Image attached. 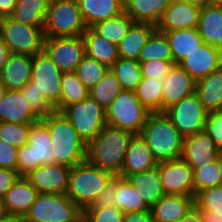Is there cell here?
<instances>
[{"label":"cell","instance_id":"cell-5","mask_svg":"<svg viewBox=\"0 0 222 222\" xmlns=\"http://www.w3.org/2000/svg\"><path fill=\"white\" fill-rule=\"evenodd\" d=\"M45 37L82 36L86 31L77 0H51L44 23Z\"/></svg>","mask_w":222,"mask_h":222},{"label":"cell","instance_id":"cell-55","mask_svg":"<svg viewBox=\"0 0 222 222\" xmlns=\"http://www.w3.org/2000/svg\"><path fill=\"white\" fill-rule=\"evenodd\" d=\"M9 54L10 52H9L8 46L6 45V43L3 41L2 37L0 36V73L7 61Z\"/></svg>","mask_w":222,"mask_h":222},{"label":"cell","instance_id":"cell-8","mask_svg":"<svg viewBox=\"0 0 222 222\" xmlns=\"http://www.w3.org/2000/svg\"><path fill=\"white\" fill-rule=\"evenodd\" d=\"M51 151V136L47 126L41 121L33 123L29 133V141L18 148V174L27 175L41 165L56 164Z\"/></svg>","mask_w":222,"mask_h":222},{"label":"cell","instance_id":"cell-34","mask_svg":"<svg viewBox=\"0 0 222 222\" xmlns=\"http://www.w3.org/2000/svg\"><path fill=\"white\" fill-rule=\"evenodd\" d=\"M51 0H16L12 18L34 27H44L46 13Z\"/></svg>","mask_w":222,"mask_h":222},{"label":"cell","instance_id":"cell-56","mask_svg":"<svg viewBox=\"0 0 222 222\" xmlns=\"http://www.w3.org/2000/svg\"><path fill=\"white\" fill-rule=\"evenodd\" d=\"M184 1L190 2L199 7H205L216 3L214 0H184Z\"/></svg>","mask_w":222,"mask_h":222},{"label":"cell","instance_id":"cell-32","mask_svg":"<svg viewBox=\"0 0 222 222\" xmlns=\"http://www.w3.org/2000/svg\"><path fill=\"white\" fill-rule=\"evenodd\" d=\"M173 0H124L125 12L134 22L157 25L165 8Z\"/></svg>","mask_w":222,"mask_h":222},{"label":"cell","instance_id":"cell-49","mask_svg":"<svg viewBox=\"0 0 222 222\" xmlns=\"http://www.w3.org/2000/svg\"><path fill=\"white\" fill-rule=\"evenodd\" d=\"M0 168L18 170V148L0 139Z\"/></svg>","mask_w":222,"mask_h":222},{"label":"cell","instance_id":"cell-35","mask_svg":"<svg viewBox=\"0 0 222 222\" xmlns=\"http://www.w3.org/2000/svg\"><path fill=\"white\" fill-rule=\"evenodd\" d=\"M138 192V189H135L126 178L115 176L114 199L118 209L124 213L149 210Z\"/></svg>","mask_w":222,"mask_h":222},{"label":"cell","instance_id":"cell-58","mask_svg":"<svg viewBox=\"0 0 222 222\" xmlns=\"http://www.w3.org/2000/svg\"><path fill=\"white\" fill-rule=\"evenodd\" d=\"M5 221H7V218L3 212L2 201L0 199V222H5Z\"/></svg>","mask_w":222,"mask_h":222},{"label":"cell","instance_id":"cell-20","mask_svg":"<svg viewBox=\"0 0 222 222\" xmlns=\"http://www.w3.org/2000/svg\"><path fill=\"white\" fill-rule=\"evenodd\" d=\"M219 149L214 140L205 132L185 137L182 159L192 169L200 168V165L217 160Z\"/></svg>","mask_w":222,"mask_h":222},{"label":"cell","instance_id":"cell-26","mask_svg":"<svg viewBox=\"0 0 222 222\" xmlns=\"http://www.w3.org/2000/svg\"><path fill=\"white\" fill-rule=\"evenodd\" d=\"M197 28L204 43L222 50V3L201 7Z\"/></svg>","mask_w":222,"mask_h":222},{"label":"cell","instance_id":"cell-52","mask_svg":"<svg viewBox=\"0 0 222 222\" xmlns=\"http://www.w3.org/2000/svg\"><path fill=\"white\" fill-rule=\"evenodd\" d=\"M123 222H155L151 209L141 212H128L124 214Z\"/></svg>","mask_w":222,"mask_h":222},{"label":"cell","instance_id":"cell-48","mask_svg":"<svg viewBox=\"0 0 222 222\" xmlns=\"http://www.w3.org/2000/svg\"><path fill=\"white\" fill-rule=\"evenodd\" d=\"M204 131L214 140L216 147L222 150V111H209Z\"/></svg>","mask_w":222,"mask_h":222},{"label":"cell","instance_id":"cell-21","mask_svg":"<svg viewBox=\"0 0 222 222\" xmlns=\"http://www.w3.org/2000/svg\"><path fill=\"white\" fill-rule=\"evenodd\" d=\"M158 166L145 140L140 134L133 135L130 139L125 155L120 177L127 178L129 175L141 173Z\"/></svg>","mask_w":222,"mask_h":222},{"label":"cell","instance_id":"cell-59","mask_svg":"<svg viewBox=\"0 0 222 222\" xmlns=\"http://www.w3.org/2000/svg\"><path fill=\"white\" fill-rule=\"evenodd\" d=\"M6 86L0 81V100L2 99V97L4 96L5 92H6Z\"/></svg>","mask_w":222,"mask_h":222},{"label":"cell","instance_id":"cell-22","mask_svg":"<svg viewBox=\"0 0 222 222\" xmlns=\"http://www.w3.org/2000/svg\"><path fill=\"white\" fill-rule=\"evenodd\" d=\"M33 56L26 54L8 55L7 61L1 70L0 81L7 90L20 91L32 77Z\"/></svg>","mask_w":222,"mask_h":222},{"label":"cell","instance_id":"cell-53","mask_svg":"<svg viewBox=\"0 0 222 222\" xmlns=\"http://www.w3.org/2000/svg\"><path fill=\"white\" fill-rule=\"evenodd\" d=\"M16 0H0V15L11 16L14 12Z\"/></svg>","mask_w":222,"mask_h":222},{"label":"cell","instance_id":"cell-60","mask_svg":"<svg viewBox=\"0 0 222 222\" xmlns=\"http://www.w3.org/2000/svg\"><path fill=\"white\" fill-rule=\"evenodd\" d=\"M3 16L2 15H0V33H1V27H2V21H3Z\"/></svg>","mask_w":222,"mask_h":222},{"label":"cell","instance_id":"cell-27","mask_svg":"<svg viewBox=\"0 0 222 222\" xmlns=\"http://www.w3.org/2000/svg\"><path fill=\"white\" fill-rule=\"evenodd\" d=\"M126 179L135 189H138L140 198L149 208L165 195L158 166L141 173L129 175Z\"/></svg>","mask_w":222,"mask_h":222},{"label":"cell","instance_id":"cell-9","mask_svg":"<svg viewBox=\"0 0 222 222\" xmlns=\"http://www.w3.org/2000/svg\"><path fill=\"white\" fill-rule=\"evenodd\" d=\"M71 122L79 137L87 145L106 125V112L90 96L81 102L68 105L61 111Z\"/></svg>","mask_w":222,"mask_h":222},{"label":"cell","instance_id":"cell-12","mask_svg":"<svg viewBox=\"0 0 222 222\" xmlns=\"http://www.w3.org/2000/svg\"><path fill=\"white\" fill-rule=\"evenodd\" d=\"M62 75L63 73L44 50L33 56L30 81L53 108L61 100Z\"/></svg>","mask_w":222,"mask_h":222},{"label":"cell","instance_id":"cell-31","mask_svg":"<svg viewBox=\"0 0 222 222\" xmlns=\"http://www.w3.org/2000/svg\"><path fill=\"white\" fill-rule=\"evenodd\" d=\"M196 94L208 112L222 111V66L197 81Z\"/></svg>","mask_w":222,"mask_h":222},{"label":"cell","instance_id":"cell-43","mask_svg":"<svg viewBox=\"0 0 222 222\" xmlns=\"http://www.w3.org/2000/svg\"><path fill=\"white\" fill-rule=\"evenodd\" d=\"M194 174V197L195 194L203 189L220 185V170L218 163L212 161L200 165V168L193 169Z\"/></svg>","mask_w":222,"mask_h":222},{"label":"cell","instance_id":"cell-38","mask_svg":"<svg viewBox=\"0 0 222 222\" xmlns=\"http://www.w3.org/2000/svg\"><path fill=\"white\" fill-rule=\"evenodd\" d=\"M109 69L118 79L122 90L135 91L141 82L142 74L138 60L120 57Z\"/></svg>","mask_w":222,"mask_h":222},{"label":"cell","instance_id":"cell-15","mask_svg":"<svg viewBox=\"0 0 222 222\" xmlns=\"http://www.w3.org/2000/svg\"><path fill=\"white\" fill-rule=\"evenodd\" d=\"M39 192L25 176H19L2 198L7 220H22L37 199Z\"/></svg>","mask_w":222,"mask_h":222},{"label":"cell","instance_id":"cell-62","mask_svg":"<svg viewBox=\"0 0 222 222\" xmlns=\"http://www.w3.org/2000/svg\"><path fill=\"white\" fill-rule=\"evenodd\" d=\"M216 3H222V0H214Z\"/></svg>","mask_w":222,"mask_h":222},{"label":"cell","instance_id":"cell-37","mask_svg":"<svg viewBox=\"0 0 222 222\" xmlns=\"http://www.w3.org/2000/svg\"><path fill=\"white\" fill-rule=\"evenodd\" d=\"M62 95L54 111L61 112L72 103L81 102L89 97V89L78 79L75 72L63 73L61 78Z\"/></svg>","mask_w":222,"mask_h":222},{"label":"cell","instance_id":"cell-41","mask_svg":"<svg viewBox=\"0 0 222 222\" xmlns=\"http://www.w3.org/2000/svg\"><path fill=\"white\" fill-rule=\"evenodd\" d=\"M121 91L118 79L109 69L103 78L89 90V96L106 109Z\"/></svg>","mask_w":222,"mask_h":222},{"label":"cell","instance_id":"cell-1","mask_svg":"<svg viewBox=\"0 0 222 222\" xmlns=\"http://www.w3.org/2000/svg\"><path fill=\"white\" fill-rule=\"evenodd\" d=\"M133 135L131 132L106 124L87 144L86 160L91 165L119 176Z\"/></svg>","mask_w":222,"mask_h":222},{"label":"cell","instance_id":"cell-23","mask_svg":"<svg viewBox=\"0 0 222 222\" xmlns=\"http://www.w3.org/2000/svg\"><path fill=\"white\" fill-rule=\"evenodd\" d=\"M40 119L30 109L21 91L6 90L0 100V122L33 124Z\"/></svg>","mask_w":222,"mask_h":222},{"label":"cell","instance_id":"cell-30","mask_svg":"<svg viewBox=\"0 0 222 222\" xmlns=\"http://www.w3.org/2000/svg\"><path fill=\"white\" fill-rule=\"evenodd\" d=\"M164 34L169 41L174 64H179L187 55L204 44L198 28H185Z\"/></svg>","mask_w":222,"mask_h":222},{"label":"cell","instance_id":"cell-50","mask_svg":"<svg viewBox=\"0 0 222 222\" xmlns=\"http://www.w3.org/2000/svg\"><path fill=\"white\" fill-rule=\"evenodd\" d=\"M114 194H115V177L106 186L104 191L97 197L93 205L85 209H100L107 206L108 207L115 206Z\"/></svg>","mask_w":222,"mask_h":222},{"label":"cell","instance_id":"cell-33","mask_svg":"<svg viewBox=\"0 0 222 222\" xmlns=\"http://www.w3.org/2000/svg\"><path fill=\"white\" fill-rule=\"evenodd\" d=\"M194 205L199 209L202 222H222V185L197 192Z\"/></svg>","mask_w":222,"mask_h":222},{"label":"cell","instance_id":"cell-44","mask_svg":"<svg viewBox=\"0 0 222 222\" xmlns=\"http://www.w3.org/2000/svg\"><path fill=\"white\" fill-rule=\"evenodd\" d=\"M31 126L32 124L0 122V139L20 148L28 143Z\"/></svg>","mask_w":222,"mask_h":222},{"label":"cell","instance_id":"cell-16","mask_svg":"<svg viewBox=\"0 0 222 222\" xmlns=\"http://www.w3.org/2000/svg\"><path fill=\"white\" fill-rule=\"evenodd\" d=\"M70 171L71 167L56 163L41 165L25 177L39 193L66 194Z\"/></svg>","mask_w":222,"mask_h":222},{"label":"cell","instance_id":"cell-24","mask_svg":"<svg viewBox=\"0 0 222 222\" xmlns=\"http://www.w3.org/2000/svg\"><path fill=\"white\" fill-rule=\"evenodd\" d=\"M194 207V197L165 194L150 209L155 222H176Z\"/></svg>","mask_w":222,"mask_h":222},{"label":"cell","instance_id":"cell-51","mask_svg":"<svg viewBox=\"0 0 222 222\" xmlns=\"http://www.w3.org/2000/svg\"><path fill=\"white\" fill-rule=\"evenodd\" d=\"M20 175L17 171L0 168V199L4 197L6 192L11 188Z\"/></svg>","mask_w":222,"mask_h":222},{"label":"cell","instance_id":"cell-2","mask_svg":"<svg viewBox=\"0 0 222 222\" xmlns=\"http://www.w3.org/2000/svg\"><path fill=\"white\" fill-rule=\"evenodd\" d=\"M140 135L158 163L182 157L185 137L164 112L150 113Z\"/></svg>","mask_w":222,"mask_h":222},{"label":"cell","instance_id":"cell-47","mask_svg":"<svg viewBox=\"0 0 222 222\" xmlns=\"http://www.w3.org/2000/svg\"><path fill=\"white\" fill-rule=\"evenodd\" d=\"M174 65V61L168 60H150L140 62L142 77L161 80L167 76L169 70Z\"/></svg>","mask_w":222,"mask_h":222},{"label":"cell","instance_id":"cell-29","mask_svg":"<svg viewBox=\"0 0 222 222\" xmlns=\"http://www.w3.org/2000/svg\"><path fill=\"white\" fill-rule=\"evenodd\" d=\"M156 30L153 24L134 22L118 45L119 56L124 59L138 60L140 51Z\"/></svg>","mask_w":222,"mask_h":222},{"label":"cell","instance_id":"cell-17","mask_svg":"<svg viewBox=\"0 0 222 222\" xmlns=\"http://www.w3.org/2000/svg\"><path fill=\"white\" fill-rule=\"evenodd\" d=\"M201 7L184 0H173L164 10L156 28L159 32H171L185 28H197Z\"/></svg>","mask_w":222,"mask_h":222},{"label":"cell","instance_id":"cell-57","mask_svg":"<svg viewBox=\"0 0 222 222\" xmlns=\"http://www.w3.org/2000/svg\"><path fill=\"white\" fill-rule=\"evenodd\" d=\"M218 168L220 170V185H222V150L219 151L217 156Z\"/></svg>","mask_w":222,"mask_h":222},{"label":"cell","instance_id":"cell-3","mask_svg":"<svg viewBox=\"0 0 222 222\" xmlns=\"http://www.w3.org/2000/svg\"><path fill=\"white\" fill-rule=\"evenodd\" d=\"M51 136V151L58 164L73 167L86 160V144L62 112L53 111L40 119Z\"/></svg>","mask_w":222,"mask_h":222},{"label":"cell","instance_id":"cell-19","mask_svg":"<svg viewBox=\"0 0 222 222\" xmlns=\"http://www.w3.org/2000/svg\"><path fill=\"white\" fill-rule=\"evenodd\" d=\"M179 65L199 81L222 66V50L204 43L187 55Z\"/></svg>","mask_w":222,"mask_h":222},{"label":"cell","instance_id":"cell-36","mask_svg":"<svg viewBox=\"0 0 222 222\" xmlns=\"http://www.w3.org/2000/svg\"><path fill=\"white\" fill-rule=\"evenodd\" d=\"M133 23L134 20L126 12H123L119 16L98 22L91 28L97 34L118 46Z\"/></svg>","mask_w":222,"mask_h":222},{"label":"cell","instance_id":"cell-13","mask_svg":"<svg viewBox=\"0 0 222 222\" xmlns=\"http://www.w3.org/2000/svg\"><path fill=\"white\" fill-rule=\"evenodd\" d=\"M43 50L62 73L74 72L85 56L83 36L45 37Z\"/></svg>","mask_w":222,"mask_h":222},{"label":"cell","instance_id":"cell-10","mask_svg":"<svg viewBox=\"0 0 222 222\" xmlns=\"http://www.w3.org/2000/svg\"><path fill=\"white\" fill-rule=\"evenodd\" d=\"M44 27L23 24L11 16L3 18L1 33L9 52L34 56L44 48Z\"/></svg>","mask_w":222,"mask_h":222},{"label":"cell","instance_id":"cell-46","mask_svg":"<svg viewBox=\"0 0 222 222\" xmlns=\"http://www.w3.org/2000/svg\"><path fill=\"white\" fill-rule=\"evenodd\" d=\"M124 214L116 206L84 209L82 222H123Z\"/></svg>","mask_w":222,"mask_h":222},{"label":"cell","instance_id":"cell-6","mask_svg":"<svg viewBox=\"0 0 222 222\" xmlns=\"http://www.w3.org/2000/svg\"><path fill=\"white\" fill-rule=\"evenodd\" d=\"M83 211L66 194L39 193L22 222H82Z\"/></svg>","mask_w":222,"mask_h":222},{"label":"cell","instance_id":"cell-45","mask_svg":"<svg viewBox=\"0 0 222 222\" xmlns=\"http://www.w3.org/2000/svg\"><path fill=\"white\" fill-rule=\"evenodd\" d=\"M32 112L42 119L54 111L50 103L42 96L41 92L33 87V82L29 81L21 90Z\"/></svg>","mask_w":222,"mask_h":222},{"label":"cell","instance_id":"cell-7","mask_svg":"<svg viewBox=\"0 0 222 222\" xmlns=\"http://www.w3.org/2000/svg\"><path fill=\"white\" fill-rule=\"evenodd\" d=\"M106 124L138 135L150 112L141 104L134 91L122 90L105 109Z\"/></svg>","mask_w":222,"mask_h":222},{"label":"cell","instance_id":"cell-18","mask_svg":"<svg viewBox=\"0 0 222 222\" xmlns=\"http://www.w3.org/2000/svg\"><path fill=\"white\" fill-rule=\"evenodd\" d=\"M162 81V112L181 99L196 93L197 81L179 64H174Z\"/></svg>","mask_w":222,"mask_h":222},{"label":"cell","instance_id":"cell-39","mask_svg":"<svg viewBox=\"0 0 222 222\" xmlns=\"http://www.w3.org/2000/svg\"><path fill=\"white\" fill-rule=\"evenodd\" d=\"M162 81L142 77L135 89V95L141 104L150 112H162Z\"/></svg>","mask_w":222,"mask_h":222},{"label":"cell","instance_id":"cell-11","mask_svg":"<svg viewBox=\"0 0 222 222\" xmlns=\"http://www.w3.org/2000/svg\"><path fill=\"white\" fill-rule=\"evenodd\" d=\"M164 113L184 136L188 137L204 131L208 111L196 93L171 105Z\"/></svg>","mask_w":222,"mask_h":222},{"label":"cell","instance_id":"cell-25","mask_svg":"<svg viewBox=\"0 0 222 222\" xmlns=\"http://www.w3.org/2000/svg\"><path fill=\"white\" fill-rule=\"evenodd\" d=\"M87 28L125 12L124 0H77Z\"/></svg>","mask_w":222,"mask_h":222},{"label":"cell","instance_id":"cell-61","mask_svg":"<svg viewBox=\"0 0 222 222\" xmlns=\"http://www.w3.org/2000/svg\"><path fill=\"white\" fill-rule=\"evenodd\" d=\"M5 222H22L21 220H7Z\"/></svg>","mask_w":222,"mask_h":222},{"label":"cell","instance_id":"cell-54","mask_svg":"<svg viewBox=\"0 0 222 222\" xmlns=\"http://www.w3.org/2000/svg\"><path fill=\"white\" fill-rule=\"evenodd\" d=\"M176 222H202L199 209L194 205L183 218Z\"/></svg>","mask_w":222,"mask_h":222},{"label":"cell","instance_id":"cell-4","mask_svg":"<svg viewBox=\"0 0 222 222\" xmlns=\"http://www.w3.org/2000/svg\"><path fill=\"white\" fill-rule=\"evenodd\" d=\"M114 177L85 160L71 168L66 195L83 211L93 205Z\"/></svg>","mask_w":222,"mask_h":222},{"label":"cell","instance_id":"cell-42","mask_svg":"<svg viewBox=\"0 0 222 222\" xmlns=\"http://www.w3.org/2000/svg\"><path fill=\"white\" fill-rule=\"evenodd\" d=\"M109 70L107 66L85 55L74 71L78 79L89 90L92 89Z\"/></svg>","mask_w":222,"mask_h":222},{"label":"cell","instance_id":"cell-28","mask_svg":"<svg viewBox=\"0 0 222 222\" xmlns=\"http://www.w3.org/2000/svg\"><path fill=\"white\" fill-rule=\"evenodd\" d=\"M85 55L110 68L119 58L118 46L97 34L92 28L83 33Z\"/></svg>","mask_w":222,"mask_h":222},{"label":"cell","instance_id":"cell-14","mask_svg":"<svg viewBox=\"0 0 222 222\" xmlns=\"http://www.w3.org/2000/svg\"><path fill=\"white\" fill-rule=\"evenodd\" d=\"M158 171L165 194L194 197L193 169L182 158L159 162Z\"/></svg>","mask_w":222,"mask_h":222},{"label":"cell","instance_id":"cell-40","mask_svg":"<svg viewBox=\"0 0 222 222\" xmlns=\"http://www.w3.org/2000/svg\"><path fill=\"white\" fill-rule=\"evenodd\" d=\"M157 59L173 61L169 41L165 34L158 30L150 36L147 43L140 51L138 61L146 62Z\"/></svg>","mask_w":222,"mask_h":222}]
</instances>
